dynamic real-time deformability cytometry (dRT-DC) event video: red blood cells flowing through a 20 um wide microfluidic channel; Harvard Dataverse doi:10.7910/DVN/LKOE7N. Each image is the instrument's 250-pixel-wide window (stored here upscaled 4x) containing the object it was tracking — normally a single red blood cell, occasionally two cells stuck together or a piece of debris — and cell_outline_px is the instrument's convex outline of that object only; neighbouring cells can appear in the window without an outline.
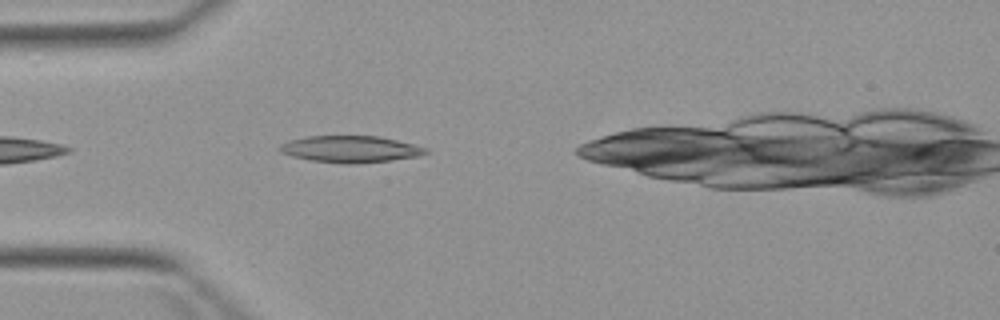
{"species": "Egyptian fruit bat (a non-hibernating species)", "species_latin": "Rousettus aegyptiacus", "temperature_condition": "warm", "stored_images_in_passage": 1, "camera_frame_rate_fps": 3000, "um_per_image_px": 0.085, "animal": {"sex": "female"}, "frame": {"image": 1, "passage_image": 1, "time_ms": 0.0, "image_size_px": [1000, 320], "cell_outline_px": [[428, 152], [416, 156], [388, 160], [352, 164], [344, 164], [308, 160], [292, 156], [280, 152], [276, 148], [280, 144], [288, 140], [308, 136], [380, 136], [428, 148]], "centroid_in_image_um": [29.7, 12.67], "position_along_channel_um": 55.3, "area_um2": 22.66}}